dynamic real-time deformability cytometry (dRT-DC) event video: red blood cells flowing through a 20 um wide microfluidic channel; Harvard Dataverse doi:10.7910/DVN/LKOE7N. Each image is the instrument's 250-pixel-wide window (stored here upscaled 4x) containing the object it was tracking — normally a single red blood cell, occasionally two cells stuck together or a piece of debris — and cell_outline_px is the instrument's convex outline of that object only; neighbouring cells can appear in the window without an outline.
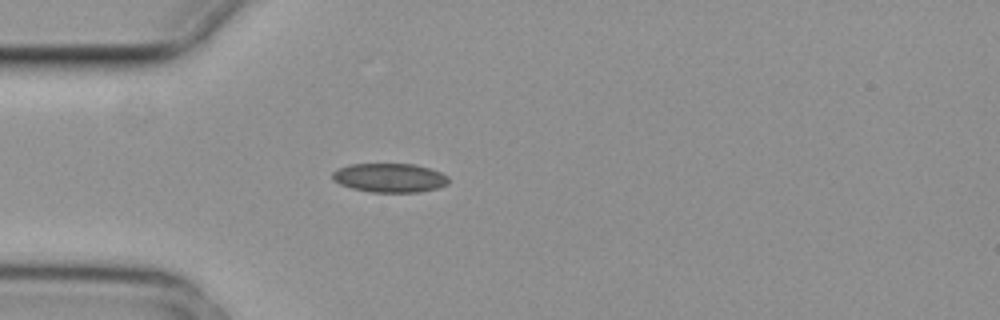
{"species": "common noctule bat (a hibernating species)", "species_latin": "Nyctalus noctula", "temperature_condition": "cold", "stored_images_in_passage": 1, "camera_frame_rate_fps": 3000, "um_per_image_px": 0.085, "animal": {"sex": "female", "body_mass_g": 29.2, "forearm_length_mm": 56.3}, "frame": {"image": 1, "passage_image": 1, "time_ms": 0.0, "image_size_px": [1000, 320], "cell_outline_px": [[448, 184], [436, 188], [420, 192], [372, 192], [352, 188], [340, 184], [332, 180], [332, 172], [340, 168], [352, 164], [416, 164], [440, 172], [448, 176]], "centroid_in_image_um": [33.12, 15.11], "position_along_channel_um": 51.9, "area_um2": 19.54}}